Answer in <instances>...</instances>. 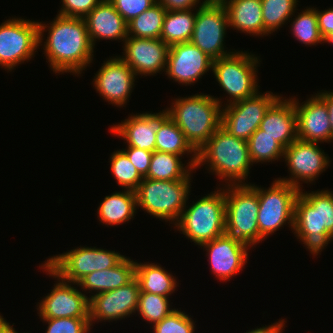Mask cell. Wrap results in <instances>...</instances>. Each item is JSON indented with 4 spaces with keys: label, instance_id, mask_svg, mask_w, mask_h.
<instances>
[{
    "label": "cell",
    "instance_id": "cell-31",
    "mask_svg": "<svg viewBox=\"0 0 333 333\" xmlns=\"http://www.w3.org/2000/svg\"><path fill=\"white\" fill-rule=\"evenodd\" d=\"M181 160L182 156L155 150L144 178L165 181L184 180L192 174L194 168L189 163L185 166Z\"/></svg>",
    "mask_w": 333,
    "mask_h": 333
},
{
    "label": "cell",
    "instance_id": "cell-46",
    "mask_svg": "<svg viewBox=\"0 0 333 333\" xmlns=\"http://www.w3.org/2000/svg\"><path fill=\"white\" fill-rule=\"evenodd\" d=\"M317 95L326 103L328 112H329V118H330V124H331V130H332V141H333V92L330 91H323V92H317Z\"/></svg>",
    "mask_w": 333,
    "mask_h": 333
},
{
    "label": "cell",
    "instance_id": "cell-3",
    "mask_svg": "<svg viewBox=\"0 0 333 333\" xmlns=\"http://www.w3.org/2000/svg\"><path fill=\"white\" fill-rule=\"evenodd\" d=\"M226 185H247L245 180L253 166L246 141L231 135L220 126L213 136L197 151L196 167L206 165ZM200 166V167H199Z\"/></svg>",
    "mask_w": 333,
    "mask_h": 333
},
{
    "label": "cell",
    "instance_id": "cell-24",
    "mask_svg": "<svg viewBox=\"0 0 333 333\" xmlns=\"http://www.w3.org/2000/svg\"><path fill=\"white\" fill-rule=\"evenodd\" d=\"M84 20L93 47L100 39L124 42L128 37L127 22L109 0H102Z\"/></svg>",
    "mask_w": 333,
    "mask_h": 333
},
{
    "label": "cell",
    "instance_id": "cell-38",
    "mask_svg": "<svg viewBox=\"0 0 333 333\" xmlns=\"http://www.w3.org/2000/svg\"><path fill=\"white\" fill-rule=\"evenodd\" d=\"M153 333H194V320L184 311L175 309L152 326Z\"/></svg>",
    "mask_w": 333,
    "mask_h": 333
},
{
    "label": "cell",
    "instance_id": "cell-29",
    "mask_svg": "<svg viewBox=\"0 0 333 333\" xmlns=\"http://www.w3.org/2000/svg\"><path fill=\"white\" fill-rule=\"evenodd\" d=\"M155 150L172 153L178 156L191 155L188 162L195 171L197 163V151L187 141L184 133L169 117L156 132Z\"/></svg>",
    "mask_w": 333,
    "mask_h": 333
},
{
    "label": "cell",
    "instance_id": "cell-41",
    "mask_svg": "<svg viewBox=\"0 0 333 333\" xmlns=\"http://www.w3.org/2000/svg\"><path fill=\"white\" fill-rule=\"evenodd\" d=\"M102 0H62L58 15L65 17L84 18Z\"/></svg>",
    "mask_w": 333,
    "mask_h": 333
},
{
    "label": "cell",
    "instance_id": "cell-27",
    "mask_svg": "<svg viewBox=\"0 0 333 333\" xmlns=\"http://www.w3.org/2000/svg\"><path fill=\"white\" fill-rule=\"evenodd\" d=\"M137 208L136 193L131 190L114 192L105 196L97 209L100 223L110 226L121 225L133 220Z\"/></svg>",
    "mask_w": 333,
    "mask_h": 333
},
{
    "label": "cell",
    "instance_id": "cell-12",
    "mask_svg": "<svg viewBox=\"0 0 333 333\" xmlns=\"http://www.w3.org/2000/svg\"><path fill=\"white\" fill-rule=\"evenodd\" d=\"M229 28L226 8L222 3L205 2L197 8L190 42L213 60L233 53L225 50L226 29ZM225 46V47H224Z\"/></svg>",
    "mask_w": 333,
    "mask_h": 333
},
{
    "label": "cell",
    "instance_id": "cell-44",
    "mask_svg": "<svg viewBox=\"0 0 333 333\" xmlns=\"http://www.w3.org/2000/svg\"><path fill=\"white\" fill-rule=\"evenodd\" d=\"M318 26L321 36L324 38L333 33V7L320 11L316 8Z\"/></svg>",
    "mask_w": 333,
    "mask_h": 333
},
{
    "label": "cell",
    "instance_id": "cell-5",
    "mask_svg": "<svg viewBox=\"0 0 333 333\" xmlns=\"http://www.w3.org/2000/svg\"><path fill=\"white\" fill-rule=\"evenodd\" d=\"M225 220L224 188L219 187L198 201H193L191 206H185L174 225L188 240L201 246L224 235Z\"/></svg>",
    "mask_w": 333,
    "mask_h": 333
},
{
    "label": "cell",
    "instance_id": "cell-34",
    "mask_svg": "<svg viewBox=\"0 0 333 333\" xmlns=\"http://www.w3.org/2000/svg\"><path fill=\"white\" fill-rule=\"evenodd\" d=\"M252 164L272 162L284 157V148L265 131L258 128L247 141Z\"/></svg>",
    "mask_w": 333,
    "mask_h": 333
},
{
    "label": "cell",
    "instance_id": "cell-42",
    "mask_svg": "<svg viewBox=\"0 0 333 333\" xmlns=\"http://www.w3.org/2000/svg\"><path fill=\"white\" fill-rule=\"evenodd\" d=\"M126 148L123 149V151L126 153L132 164L136 167L139 174L144 178L149 170L153 152L144 149H138L132 146H127Z\"/></svg>",
    "mask_w": 333,
    "mask_h": 333
},
{
    "label": "cell",
    "instance_id": "cell-45",
    "mask_svg": "<svg viewBox=\"0 0 333 333\" xmlns=\"http://www.w3.org/2000/svg\"><path fill=\"white\" fill-rule=\"evenodd\" d=\"M285 321L284 319H279V321L276 323H272L268 326H262V327H257L255 329H252L251 331H247L246 333H283L282 331L285 328Z\"/></svg>",
    "mask_w": 333,
    "mask_h": 333
},
{
    "label": "cell",
    "instance_id": "cell-14",
    "mask_svg": "<svg viewBox=\"0 0 333 333\" xmlns=\"http://www.w3.org/2000/svg\"><path fill=\"white\" fill-rule=\"evenodd\" d=\"M40 268L57 278L51 292L37 304L40 318H89V297L56 274L45 262ZM72 284L74 286H72Z\"/></svg>",
    "mask_w": 333,
    "mask_h": 333
},
{
    "label": "cell",
    "instance_id": "cell-19",
    "mask_svg": "<svg viewBox=\"0 0 333 333\" xmlns=\"http://www.w3.org/2000/svg\"><path fill=\"white\" fill-rule=\"evenodd\" d=\"M123 55L119 56L136 76H155L166 71L169 46L161 39L128 36L123 43Z\"/></svg>",
    "mask_w": 333,
    "mask_h": 333
},
{
    "label": "cell",
    "instance_id": "cell-7",
    "mask_svg": "<svg viewBox=\"0 0 333 333\" xmlns=\"http://www.w3.org/2000/svg\"><path fill=\"white\" fill-rule=\"evenodd\" d=\"M191 176L193 174L184 180L166 181L143 178L135 191L137 209L140 207L159 220L175 224L189 199Z\"/></svg>",
    "mask_w": 333,
    "mask_h": 333
},
{
    "label": "cell",
    "instance_id": "cell-40",
    "mask_svg": "<svg viewBox=\"0 0 333 333\" xmlns=\"http://www.w3.org/2000/svg\"><path fill=\"white\" fill-rule=\"evenodd\" d=\"M116 11L128 23L134 17L139 16L142 12L146 11L156 0H109Z\"/></svg>",
    "mask_w": 333,
    "mask_h": 333
},
{
    "label": "cell",
    "instance_id": "cell-11",
    "mask_svg": "<svg viewBox=\"0 0 333 333\" xmlns=\"http://www.w3.org/2000/svg\"><path fill=\"white\" fill-rule=\"evenodd\" d=\"M37 49H39L37 21L14 17L6 19L0 25V66L8 72L24 61H30Z\"/></svg>",
    "mask_w": 333,
    "mask_h": 333
},
{
    "label": "cell",
    "instance_id": "cell-22",
    "mask_svg": "<svg viewBox=\"0 0 333 333\" xmlns=\"http://www.w3.org/2000/svg\"><path fill=\"white\" fill-rule=\"evenodd\" d=\"M200 247L207 252L211 272L221 281H230L233 276L235 277L243 270L249 260V248L229 239L225 234Z\"/></svg>",
    "mask_w": 333,
    "mask_h": 333
},
{
    "label": "cell",
    "instance_id": "cell-25",
    "mask_svg": "<svg viewBox=\"0 0 333 333\" xmlns=\"http://www.w3.org/2000/svg\"><path fill=\"white\" fill-rule=\"evenodd\" d=\"M135 278V261L131 258L124 257L116 266L106 269L98 270L87 274L78 283L77 288L81 287L84 294L91 293L97 295L99 293L107 292L117 289L131 282ZM91 291V292H90Z\"/></svg>",
    "mask_w": 333,
    "mask_h": 333
},
{
    "label": "cell",
    "instance_id": "cell-28",
    "mask_svg": "<svg viewBox=\"0 0 333 333\" xmlns=\"http://www.w3.org/2000/svg\"><path fill=\"white\" fill-rule=\"evenodd\" d=\"M135 278L138 281L140 292L169 297L178 286L176 277L160 264L155 263L135 261Z\"/></svg>",
    "mask_w": 333,
    "mask_h": 333
},
{
    "label": "cell",
    "instance_id": "cell-18",
    "mask_svg": "<svg viewBox=\"0 0 333 333\" xmlns=\"http://www.w3.org/2000/svg\"><path fill=\"white\" fill-rule=\"evenodd\" d=\"M212 65L213 59L190 41L177 43L169 46L165 75L178 84L194 85Z\"/></svg>",
    "mask_w": 333,
    "mask_h": 333
},
{
    "label": "cell",
    "instance_id": "cell-13",
    "mask_svg": "<svg viewBox=\"0 0 333 333\" xmlns=\"http://www.w3.org/2000/svg\"><path fill=\"white\" fill-rule=\"evenodd\" d=\"M255 95L222 107L221 126L238 139L248 141L260 127L269 107L280 97L271 91Z\"/></svg>",
    "mask_w": 333,
    "mask_h": 333
},
{
    "label": "cell",
    "instance_id": "cell-6",
    "mask_svg": "<svg viewBox=\"0 0 333 333\" xmlns=\"http://www.w3.org/2000/svg\"><path fill=\"white\" fill-rule=\"evenodd\" d=\"M225 195V235L248 248L262 242L257 224L259 200L249 185H222Z\"/></svg>",
    "mask_w": 333,
    "mask_h": 333
},
{
    "label": "cell",
    "instance_id": "cell-9",
    "mask_svg": "<svg viewBox=\"0 0 333 333\" xmlns=\"http://www.w3.org/2000/svg\"><path fill=\"white\" fill-rule=\"evenodd\" d=\"M249 185L258 194L257 224L260 240L263 241L286 224H289L293 231L294 204L300 190L278 179H275L267 189L261 188L255 183H249Z\"/></svg>",
    "mask_w": 333,
    "mask_h": 333
},
{
    "label": "cell",
    "instance_id": "cell-39",
    "mask_svg": "<svg viewBox=\"0 0 333 333\" xmlns=\"http://www.w3.org/2000/svg\"><path fill=\"white\" fill-rule=\"evenodd\" d=\"M48 324L45 333H89V318H41Z\"/></svg>",
    "mask_w": 333,
    "mask_h": 333
},
{
    "label": "cell",
    "instance_id": "cell-21",
    "mask_svg": "<svg viewBox=\"0 0 333 333\" xmlns=\"http://www.w3.org/2000/svg\"><path fill=\"white\" fill-rule=\"evenodd\" d=\"M169 117L170 114L167 108L158 113L133 114L121 123L111 125L110 130L113 135L124 139L127 146L154 152L156 132Z\"/></svg>",
    "mask_w": 333,
    "mask_h": 333
},
{
    "label": "cell",
    "instance_id": "cell-47",
    "mask_svg": "<svg viewBox=\"0 0 333 333\" xmlns=\"http://www.w3.org/2000/svg\"><path fill=\"white\" fill-rule=\"evenodd\" d=\"M13 325L14 324L10 325V323L0 315V333H18Z\"/></svg>",
    "mask_w": 333,
    "mask_h": 333
},
{
    "label": "cell",
    "instance_id": "cell-20",
    "mask_svg": "<svg viewBox=\"0 0 333 333\" xmlns=\"http://www.w3.org/2000/svg\"><path fill=\"white\" fill-rule=\"evenodd\" d=\"M297 116V137L299 140L324 143L332 142V130L326 103L315 93L308 100L299 103L291 98Z\"/></svg>",
    "mask_w": 333,
    "mask_h": 333
},
{
    "label": "cell",
    "instance_id": "cell-48",
    "mask_svg": "<svg viewBox=\"0 0 333 333\" xmlns=\"http://www.w3.org/2000/svg\"><path fill=\"white\" fill-rule=\"evenodd\" d=\"M323 43L333 44V33L328 34L323 38Z\"/></svg>",
    "mask_w": 333,
    "mask_h": 333
},
{
    "label": "cell",
    "instance_id": "cell-32",
    "mask_svg": "<svg viewBox=\"0 0 333 333\" xmlns=\"http://www.w3.org/2000/svg\"><path fill=\"white\" fill-rule=\"evenodd\" d=\"M166 9L158 2L127 23L128 36L159 39Z\"/></svg>",
    "mask_w": 333,
    "mask_h": 333
},
{
    "label": "cell",
    "instance_id": "cell-37",
    "mask_svg": "<svg viewBox=\"0 0 333 333\" xmlns=\"http://www.w3.org/2000/svg\"><path fill=\"white\" fill-rule=\"evenodd\" d=\"M169 297L148 292H140L136 313L152 325L160 322L175 308H171Z\"/></svg>",
    "mask_w": 333,
    "mask_h": 333
},
{
    "label": "cell",
    "instance_id": "cell-23",
    "mask_svg": "<svg viewBox=\"0 0 333 333\" xmlns=\"http://www.w3.org/2000/svg\"><path fill=\"white\" fill-rule=\"evenodd\" d=\"M280 96L266 111L260 124L265 134L274 138L284 149L297 137V116L291 98Z\"/></svg>",
    "mask_w": 333,
    "mask_h": 333
},
{
    "label": "cell",
    "instance_id": "cell-15",
    "mask_svg": "<svg viewBox=\"0 0 333 333\" xmlns=\"http://www.w3.org/2000/svg\"><path fill=\"white\" fill-rule=\"evenodd\" d=\"M317 144L296 139L286 147L283 158L291 176L277 179L299 190L303 187L300 181L309 184L315 182L331 162L329 156Z\"/></svg>",
    "mask_w": 333,
    "mask_h": 333
},
{
    "label": "cell",
    "instance_id": "cell-16",
    "mask_svg": "<svg viewBox=\"0 0 333 333\" xmlns=\"http://www.w3.org/2000/svg\"><path fill=\"white\" fill-rule=\"evenodd\" d=\"M139 294V284L134 278L128 284L117 289L89 295V322L91 326H94L95 322H110L111 320L113 322L136 314Z\"/></svg>",
    "mask_w": 333,
    "mask_h": 333
},
{
    "label": "cell",
    "instance_id": "cell-26",
    "mask_svg": "<svg viewBox=\"0 0 333 333\" xmlns=\"http://www.w3.org/2000/svg\"><path fill=\"white\" fill-rule=\"evenodd\" d=\"M229 27L250 36H264L261 0H224Z\"/></svg>",
    "mask_w": 333,
    "mask_h": 333
},
{
    "label": "cell",
    "instance_id": "cell-43",
    "mask_svg": "<svg viewBox=\"0 0 333 333\" xmlns=\"http://www.w3.org/2000/svg\"><path fill=\"white\" fill-rule=\"evenodd\" d=\"M156 1L160 3L168 11L196 9V7H201L205 3V1H202L201 3L200 0H156ZM198 4L200 6H198Z\"/></svg>",
    "mask_w": 333,
    "mask_h": 333
},
{
    "label": "cell",
    "instance_id": "cell-2",
    "mask_svg": "<svg viewBox=\"0 0 333 333\" xmlns=\"http://www.w3.org/2000/svg\"><path fill=\"white\" fill-rule=\"evenodd\" d=\"M295 237L313 256L333 240V191H299L294 204Z\"/></svg>",
    "mask_w": 333,
    "mask_h": 333
},
{
    "label": "cell",
    "instance_id": "cell-35",
    "mask_svg": "<svg viewBox=\"0 0 333 333\" xmlns=\"http://www.w3.org/2000/svg\"><path fill=\"white\" fill-rule=\"evenodd\" d=\"M291 33L299 42L306 46L318 45L323 43V37L320 34L316 8L307 7L293 18L291 22Z\"/></svg>",
    "mask_w": 333,
    "mask_h": 333
},
{
    "label": "cell",
    "instance_id": "cell-1",
    "mask_svg": "<svg viewBox=\"0 0 333 333\" xmlns=\"http://www.w3.org/2000/svg\"><path fill=\"white\" fill-rule=\"evenodd\" d=\"M38 31L39 46H44L46 62L55 74L70 72L78 77L92 63L95 47L84 18L56 15L49 24L38 21ZM45 31H48V37L43 42Z\"/></svg>",
    "mask_w": 333,
    "mask_h": 333
},
{
    "label": "cell",
    "instance_id": "cell-33",
    "mask_svg": "<svg viewBox=\"0 0 333 333\" xmlns=\"http://www.w3.org/2000/svg\"><path fill=\"white\" fill-rule=\"evenodd\" d=\"M298 0H261L264 36L280 30V27L295 16ZM294 13V14H293ZM291 18V19H290ZM290 19V20H289Z\"/></svg>",
    "mask_w": 333,
    "mask_h": 333
},
{
    "label": "cell",
    "instance_id": "cell-10",
    "mask_svg": "<svg viewBox=\"0 0 333 333\" xmlns=\"http://www.w3.org/2000/svg\"><path fill=\"white\" fill-rule=\"evenodd\" d=\"M124 257L112 250L80 246L44 262L65 281L78 283L89 273L116 266Z\"/></svg>",
    "mask_w": 333,
    "mask_h": 333
},
{
    "label": "cell",
    "instance_id": "cell-36",
    "mask_svg": "<svg viewBox=\"0 0 333 333\" xmlns=\"http://www.w3.org/2000/svg\"><path fill=\"white\" fill-rule=\"evenodd\" d=\"M111 173L117 180L118 186L125 190L136 191L143 177L139 174L136 167L129 160L123 150L114 151L110 155Z\"/></svg>",
    "mask_w": 333,
    "mask_h": 333
},
{
    "label": "cell",
    "instance_id": "cell-17",
    "mask_svg": "<svg viewBox=\"0 0 333 333\" xmlns=\"http://www.w3.org/2000/svg\"><path fill=\"white\" fill-rule=\"evenodd\" d=\"M136 74L119 57H110L104 61L94 76L93 86L103 100L117 107H123L129 101Z\"/></svg>",
    "mask_w": 333,
    "mask_h": 333
},
{
    "label": "cell",
    "instance_id": "cell-8",
    "mask_svg": "<svg viewBox=\"0 0 333 333\" xmlns=\"http://www.w3.org/2000/svg\"><path fill=\"white\" fill-rule=\"evenodd\" d=\"M259 61L255 54L236 50L230 55L213 60L211 71L219 86L229 95L227 103L223 106L241 101L258 92Z\"/></svg>",
    "mask_w": 333,
    "mask_h": 333
},
{
    "label": "cell",
    "instance_id": "cell-30",
    "mask_svg": "<svg viewBox=\"0 0 333 333\" xmlns=\"http://www.w3.org/2000/svg\"><path fill=\"white\" fill-rule=\"evenodd\" d=\"M195 10L166 11L160 38L168 46L190 41L196 19Z\"/></svg>",
    "mask_w": 333,
    "mask_h": 333
},
{
    "label": "cell",
    "instance_id": "cell-4",
    "mask_svg": "<svg viewBox=\"0 0 333 333\" xmlns=\"http://www.w3.org/2000/svg\"><path fill=\"white\" fill-rule=\"evenodd\" d=\"M222 103L221 99L210 94L197 93L175 98L167 109L170 118L198 151L221 126Z\"/></svg>",
    "mask_w": 333,
    "mask_h": 333
},
{
    "label": "cell",
    "instance_id": "cell-49",
    "mask_svg": "<svg viewBox=\"0 0 333 333\" xmlns=\"http://www.w3.org/2000/svg\"><path fill=\"white\" fill-rule=\"evenodd\" d=\"M205 2L222 3L224 0H204Z\"/></svg>",
    "mask_w": 333,
    "mask_h": 333
}]
</instances>
